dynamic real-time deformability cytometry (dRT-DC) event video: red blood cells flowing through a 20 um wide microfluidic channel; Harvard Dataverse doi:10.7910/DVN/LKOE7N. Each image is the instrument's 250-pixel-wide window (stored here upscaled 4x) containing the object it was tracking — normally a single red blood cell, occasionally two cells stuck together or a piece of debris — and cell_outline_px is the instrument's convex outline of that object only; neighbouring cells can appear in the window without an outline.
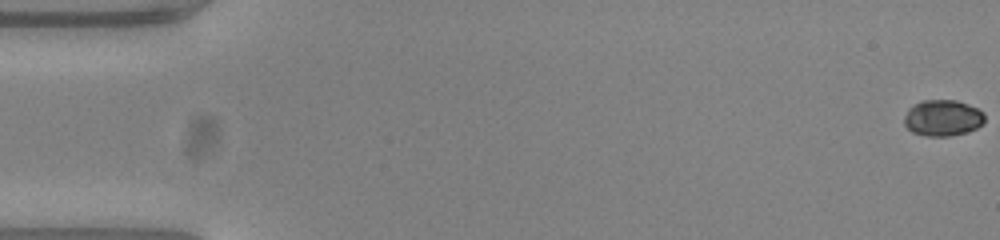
{"species": "common noctule bat (a hibernating species)", "species_latin": "Nyctalus noctula", "temperature_condition": "warm", "stored_images_in_passage": 55, "camera_frame_rate_fps": 3000, "um_per_image_px": 0.085, "animal": {"sex": "female", "body_mass_g": 23.0, "forearm_length_mm": 53.4}, "frame": {"image": 1, "passage_image": 1, "time_ms": 0.0, "image_size_px": [1000, 240], "cell_outline_px": [[984, 124], [968, 132], [948, 136], [924, 136], [912, 132], [904, 124], [904, 116], [908, 108], [912, 104], [920, 100], [956, 100], [968, 104], [984, 112]], "centroid_in_image_um": [80.11, 10.02], "position_along_channel_um": 4.9, "area_um2": 17.22}}
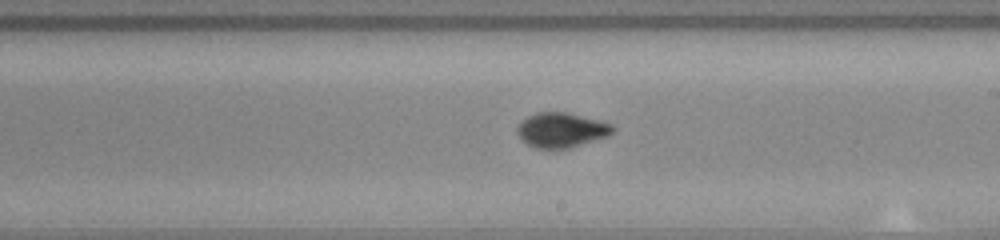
{"frame": {"image": 2, "passage_image": 32, "time_ms": 10.333, "image_size_px": [1000, 240], "cell_outline_px": [[616, 128], [608, 136], [568, 148], [536, 148], [528, 144], [516, 132], [516, 128], [528, 116], [536, 112], [568, 112], [612, 124]], "centroid_in_image_um": [47.73, 11.04], "position_along_channel_um": 241.3, "area_um2": 19.07}}
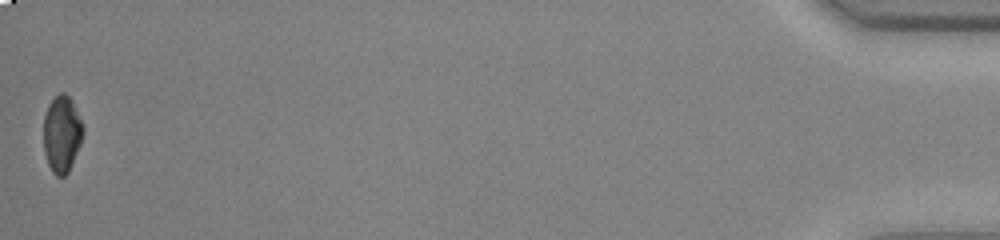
{"frame": {"image": 3, "passage_image": 55, "time_ms": 18.0, "image_size_px": [1000, 240], "cell_outline_px": [[84, 132], [80, 144], [68, 172], [64, 176], [56, 176], [52, 172], [48, 164], [44, 152], [44, 116], [48, 104], [60, 92], [64, 92], [72, 100], [84, 128]], "centroid_in_image_um": [5.25, 11.38], "position_along_channel_um": 430.0, "area_um2": 17.57}, "authors_computed_cell_mechanics": {"area_um2": 18.3804, "velocity_mm_per_s": 3.7833, "shape_relaxation_time_tau1_ms": 5.2356, "shape_relaxation_time_tau2_ms": null, "deformation_change_tau1": 0.213, "deformation_change_tau2": null}}